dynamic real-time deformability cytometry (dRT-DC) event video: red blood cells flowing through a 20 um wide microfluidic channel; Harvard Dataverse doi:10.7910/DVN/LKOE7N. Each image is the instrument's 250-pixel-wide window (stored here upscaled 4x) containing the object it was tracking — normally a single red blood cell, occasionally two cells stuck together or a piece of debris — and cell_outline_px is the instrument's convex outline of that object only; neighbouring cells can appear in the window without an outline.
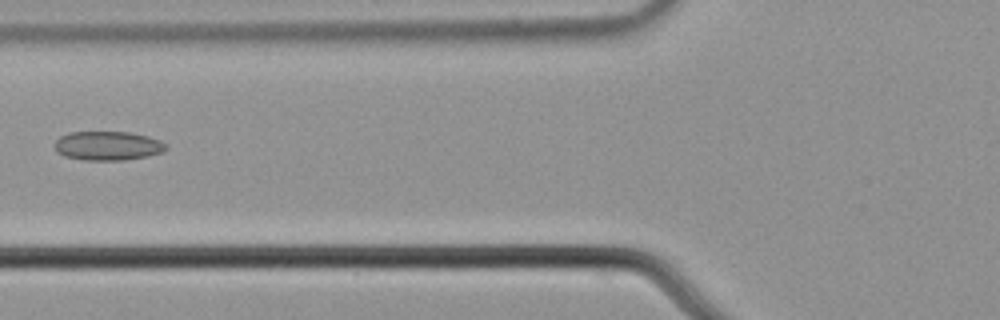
{"species": "common noctule bat (a hibernating species)", "species_latin": "Nyctalus noctula", "temperature_condition": "cold", "stored_images_in_passage": 6, "camera_frame_rate_fps": 3000, "um_per_image_px": 0.085, "animal": {"sex": "male", "body_mass_g": 21.5, "forearm_length_mm": 52.0}, "frame": {"image": 1, "passage_image": 6, "time_ms": 1.667, "image_size_px": [1000, 320], "cell_outline_px": [[168, 148], [164, 152], [148, 156], [124, 160], [84, 160], [64, 156], [56, 152], [56, 140], [60, 136], [68, 132], [128, 132], [148, 136], [160, 140]], "centroid_in_image_um": [9.17, 12.39], "position_along_channel_um": 116.6, "area_um2": 18.9}}